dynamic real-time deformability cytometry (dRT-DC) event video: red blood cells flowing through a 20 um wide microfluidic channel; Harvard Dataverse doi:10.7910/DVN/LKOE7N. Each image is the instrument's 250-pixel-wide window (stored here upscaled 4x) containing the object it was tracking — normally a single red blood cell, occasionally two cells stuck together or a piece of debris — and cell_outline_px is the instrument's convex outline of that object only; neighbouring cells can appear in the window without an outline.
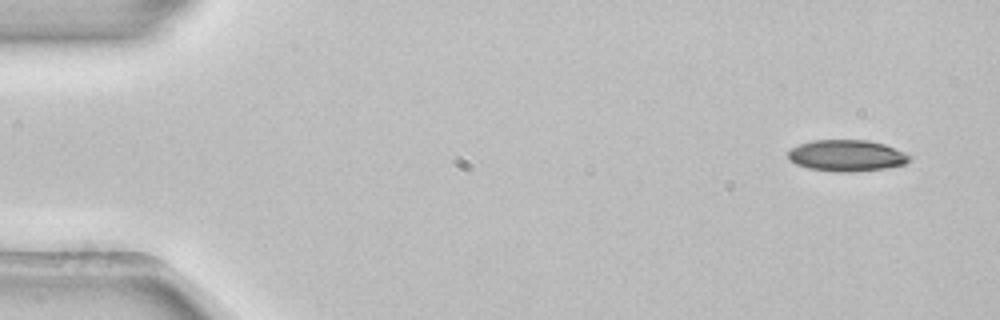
{"species": "common noctule bat (a hibernating species)", "species_latin": "Nyctalus noctula", "temperature_condition": "room temperature", "stored_images_in_passage": 4, "segment_of_instrument_passage": [2, 2], "camera_frame_rate_fps": 3000, "um_per_image_px": 0.085, "animal": {"sex": "female", "body_mass_g": 22.7, "forearm_length_mm": 54.2}, "frame": {"image": 1, "passage_image": 4, "time_ms": 1.0, "image_size_px": [1000, 320], "cell_outline_px": [[912, 156], [904, 164], [884, 168], [848, 172], [836, 172], [808, 168], [796, 164], [788, 160], [788, 152], [792, 148], [800, 144], [812, 140], [868, 140], [884, 144], [904, 152]], "centroid_in_image_um": [71.94, 13.22], "position_along_channel_um": 13.1, "area_um2": 22.08}}